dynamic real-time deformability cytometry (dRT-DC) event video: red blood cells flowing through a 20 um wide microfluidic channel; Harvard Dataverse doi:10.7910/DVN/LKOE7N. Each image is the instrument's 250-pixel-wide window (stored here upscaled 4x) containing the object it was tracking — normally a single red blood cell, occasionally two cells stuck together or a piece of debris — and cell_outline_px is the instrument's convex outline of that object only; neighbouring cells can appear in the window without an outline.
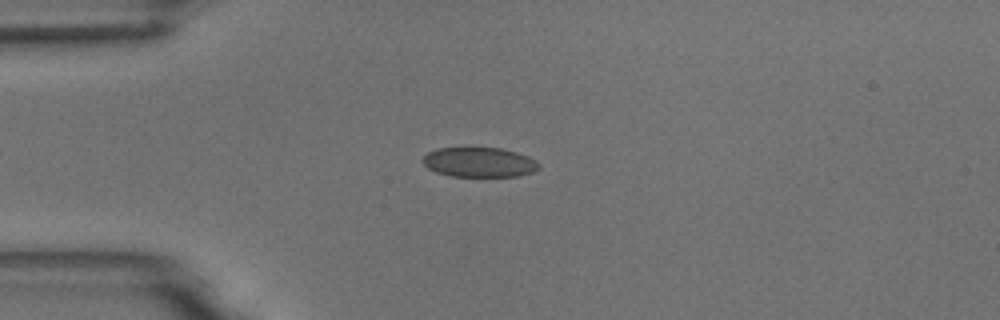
{"species": "common noctule bat (a hibernating species)", "species_latin": "Nyctalus noctula", "temperature_condition": "room temperature", "stored_images_in_passage": 4, "camera_frame_rate_fps": 3000, "um_per_image_px": 0.085, "animal": {"sex": "male", "body_mass_g": 18.8}, "frame": {"image": 1, "passage_image": 2, "time_ms": 1.333, "image_size_px": [1000, 320], "cell_outline_px": [[540, 168], [532, 172], [516, 176], [452, 176], [436, 172], [428, 168], [420, 160], [428, 152], [436, 148], [500, 148], [516, 152], [528, 156], [536, 160], [540, 164]], "centroid_in_image_um": [40.73, 13.79], "position_along_channel_um": 44.3, "area_um2": 20.11}}